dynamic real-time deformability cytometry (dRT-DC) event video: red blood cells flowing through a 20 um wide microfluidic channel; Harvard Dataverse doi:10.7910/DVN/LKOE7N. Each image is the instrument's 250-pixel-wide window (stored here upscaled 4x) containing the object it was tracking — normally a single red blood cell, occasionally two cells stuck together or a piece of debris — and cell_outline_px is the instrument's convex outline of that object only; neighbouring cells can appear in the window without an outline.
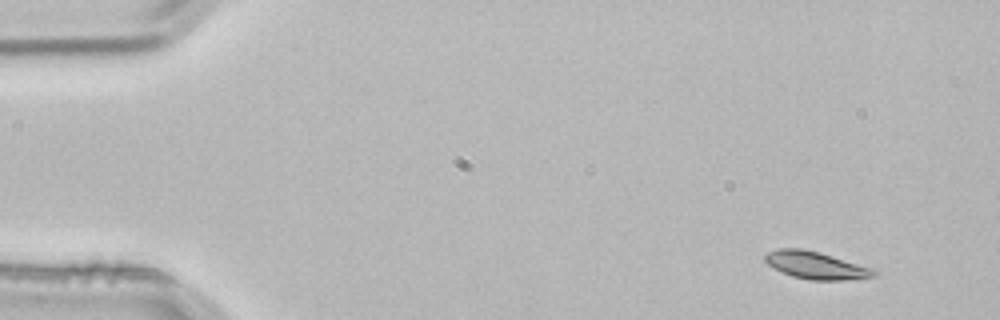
{"species": "common noctule bat (a hibernating species)", "species_latin": "Nyctalus noctula", "temperature_condition": "room temperature", "stored_images_in_passage": 3, "camera_frame_rate_fps": 3000, "um_per_image_px": 0.085, "animal": {"sex": "male", "body_mass_g": 21.5, "forearm_length_mm": 52.0}, "frame": {"image": 1, "passage_image": 1, "time_ms": 0.0, "image_size_px": [1000, 320], "cell_outline_px": [[880, 272], [876, 276], [848, 280], [808, 280], [792, 276], [768, 264], [764, 260], [764, 256], [768, 252], [776, 248], [800, 248], [820, 252], [872, 268]], "centroid_in_image_um": [69.38, 22.55], "position_along_channel_um": 15.6, "area_um2": 17.4}}